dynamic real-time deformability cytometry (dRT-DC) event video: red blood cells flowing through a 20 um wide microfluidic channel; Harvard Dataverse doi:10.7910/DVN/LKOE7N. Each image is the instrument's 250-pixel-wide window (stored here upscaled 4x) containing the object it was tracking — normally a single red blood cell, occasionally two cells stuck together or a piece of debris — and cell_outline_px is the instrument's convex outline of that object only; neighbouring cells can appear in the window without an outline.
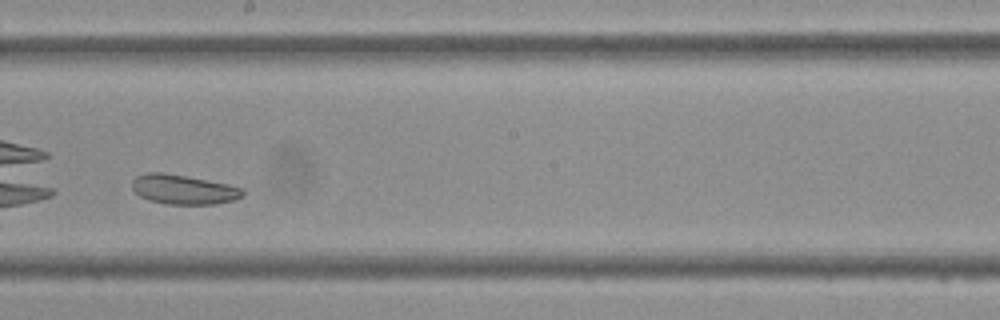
{"species": "Egyptian fruit bat (a non-hibernating species)", "species_latin": "Rousettus aegyptiacus", "temperature_condition": "cold", "stored_images_in_passage": 43, "camera_frame_rate_fps": 3000, "um_per_image_px": 0.085, "frame": {"image": 1, "passage_image": 25, "time_ms": 8.0, "image_size_px": [1000, 320], "cell_outline_px": [[244, 196], [236, 200], [216, 204], [168, 204], [148, 200], [140, 196], [132, 188], [132, 180], [136, 176], [148, 172], [160, 172], [184, 176], [228, 184], [244, 188]], "centroid_in_image_um": [15.62, 16.11], "position_along_channel_um": 232.6, "area_um2": 19.07}}